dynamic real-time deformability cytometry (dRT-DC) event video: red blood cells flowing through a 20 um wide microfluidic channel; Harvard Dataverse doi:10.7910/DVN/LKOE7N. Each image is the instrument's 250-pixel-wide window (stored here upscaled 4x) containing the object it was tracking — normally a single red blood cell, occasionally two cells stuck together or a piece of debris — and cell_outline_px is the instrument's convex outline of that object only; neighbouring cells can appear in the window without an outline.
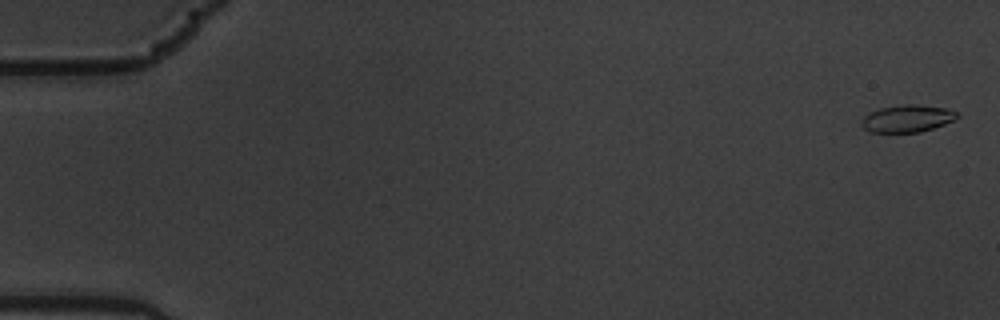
{"species": "common noctule bat (a hibernating species)", "species_latin": "Nyctalus noctula", "temperature_condition": "warm", "stored_images_in_passage": 7, "segment_of_instrument_passage": [1, 2], "camera_frame_rate_fps": 3000, "um_per_image_px": 0.085, "animal": {"sex": "male", "body_mass_g": 19.5, "forearm_length_mm": 54.6}, "frame": {"image": 1, "passage_image": 1, "time_ms": 0.0, "image_size_px": [1000, 320], "cell_outline_px": [[960, 116], [956, 120], [920, 132], [868, 132], [860, 124], [860, 120], [864, 116], [880, 108], [904, 104], [916, 104], [944, 108], [956, 112]], "centroid_in_image_um": [77.11, 10.08], "position_along_channel_um": 7.9, "area_um2": 15.14}}